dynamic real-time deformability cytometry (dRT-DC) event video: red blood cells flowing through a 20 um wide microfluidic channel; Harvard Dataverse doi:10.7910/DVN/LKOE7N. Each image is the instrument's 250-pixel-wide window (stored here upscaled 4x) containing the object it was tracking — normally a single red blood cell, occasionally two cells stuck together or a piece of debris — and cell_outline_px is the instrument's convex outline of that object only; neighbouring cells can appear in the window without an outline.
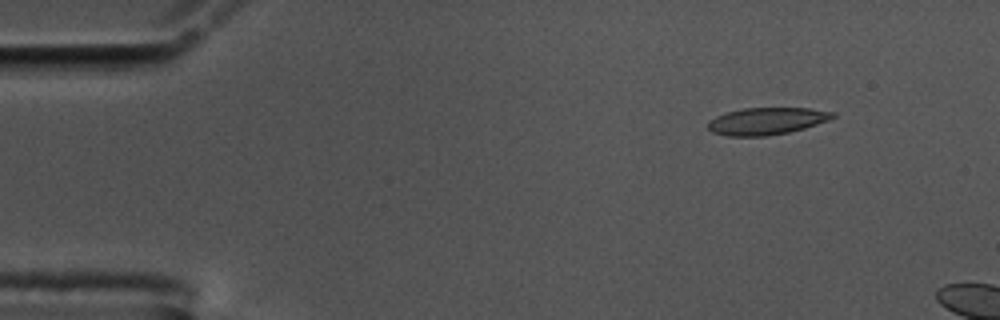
{"species": "common noctule bat (a hibernating species)", "species_latin": "Nyctalus noctula", "temperature_condition": "cold", "stored_images_in_passage": 5, "camera_frame_rate_fps": 3000, "um_per_image_px": 0.085, "animal": {"sex": "male", "body_mass_g": 17.5, "forearm_length_mm": 52.3}, "frame": {"image": 1, "passage_image": 1, "time_ms": 0.0, "image_size_px": [1000, 320], "cell_outline_px": [[836, 116], [828, 120], [804, 128], [788, 132], [768, 136], [728, 136], [712, 132], [708, 128], [708, 120], [716, 116], [728, 112], [744, 108], [808, 108], [836, 112]], "centroid_in_image_um": [65.16, 10.29], "position_along_channel_um": 19.8, "area_um2": 19.65}}